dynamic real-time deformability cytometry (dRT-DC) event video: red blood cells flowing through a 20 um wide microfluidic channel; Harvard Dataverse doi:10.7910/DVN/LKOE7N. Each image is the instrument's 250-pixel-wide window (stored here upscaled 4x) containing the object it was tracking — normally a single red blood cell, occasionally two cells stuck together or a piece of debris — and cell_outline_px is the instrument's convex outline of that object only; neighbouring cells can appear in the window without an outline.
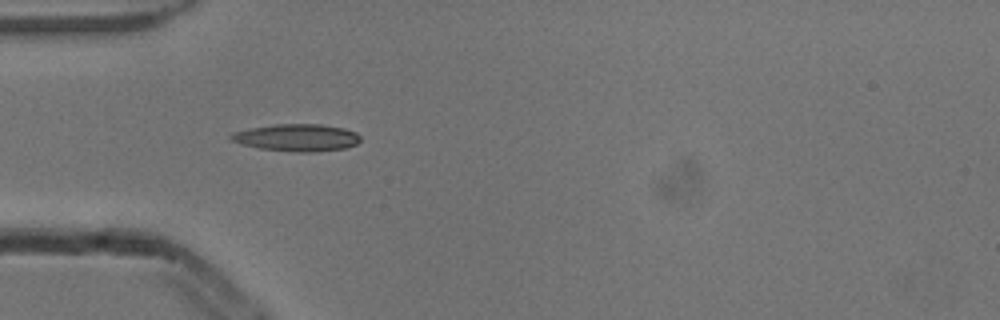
{"species": "common noctule bat (a hibernating species)", "species_latin": "Nyctalus noctula", "temperature_condition": "cold", "stored_images_in_passage": 6, "camera_frame_rate_fps": 3000, "um_per_image_px": 0.085, "animal": {"sex": "male", "body_mass_g": 13.3}, "frame": {"image": 1, "passage_image": 5, "time_ms": 1.333, "image_size_px": [1000, 320], "cell_outline_px": [[360, 140], [356, 144], [344, 148], [316, 152], [296, 152], [260, 148], [240, 144], [232, 140], [228, 136], [236, 132], [252, 128], [276, 124], [320, 124], [344, 128], [356, 132], [360, 136]], "centroid_in_image_um": [25.27, 11.7], "position_along_channel_um": 59.7, "area_um2": 20.35}}
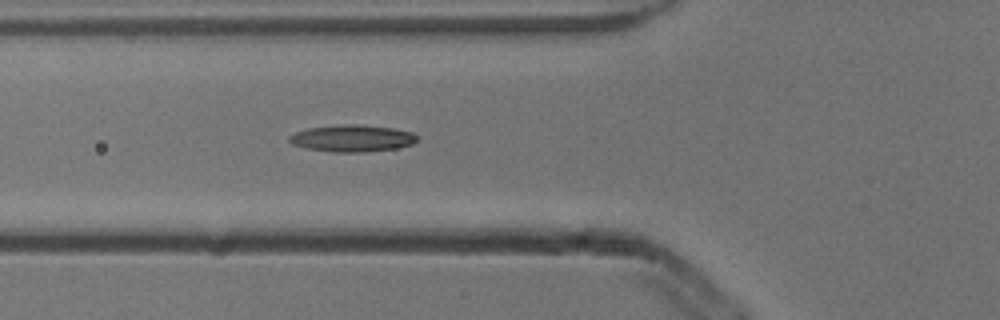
{"frame": {"image": 2, "passage_image": 6, "time_ms": 1.667, "image_size_px": [1000, 320], "cell_outline_px": [[416, 140], [412, 144], [396, 148], [364, 152], [332, 152], [308, 148], [292, 144], [288, 140], [288, 136], [296, 132], [308, 128], [340, 124], [360, 124], [392, 128], [412, 132], [416, 136]], "centroid_in_image_um": [29.91, 11.75], "position_along_channel_um": 95.9, "area_um2": 19.94}}